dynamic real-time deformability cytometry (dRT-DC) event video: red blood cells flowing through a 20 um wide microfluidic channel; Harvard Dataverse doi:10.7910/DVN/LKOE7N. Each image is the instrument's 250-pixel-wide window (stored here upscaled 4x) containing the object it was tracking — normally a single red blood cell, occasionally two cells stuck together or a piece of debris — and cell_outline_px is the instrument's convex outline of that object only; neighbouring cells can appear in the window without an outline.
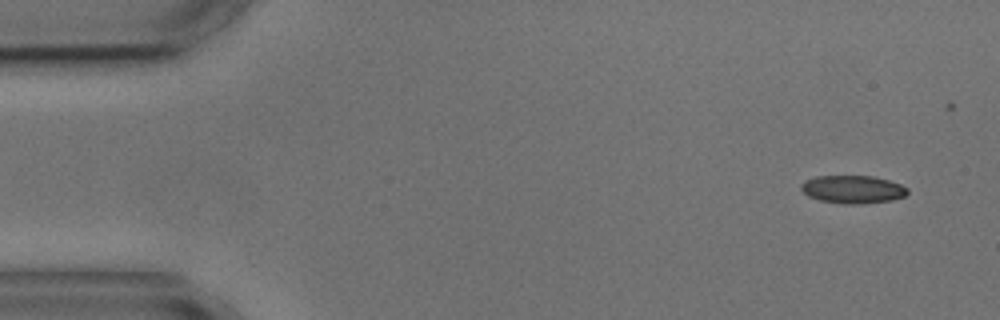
{"species": "common noctule bat (a hibernating species)", "species_latin": "Nyctalus noctula", "temperature_condition": "cold", "stored_images_in_passage": 5, "camera_frame_rate_fps": 3000, "um_per_image_px": 0.085, "animal": {"sex": "male", "body_mass_g": 17.9, "forearm_length_mm": 54.2}, "frame": {"image": 1, "passage_image": 1, "time_ms": 0.0, "image_size_px": [1000, 320], "cell_outline_px": [[908, 192], [904, 196], [892, 200], [860, 204], [844, 204], [820, 200], [808, 196], [800, 188], [800, 184], [804, 180], [816, 176], [872, 176], [888, 180], [900, 184], [908, 188]], "centroid_in_image_um": [72.46, 16.09], "position_along_channel_um": 12.5, "area_um2": 17.34}}
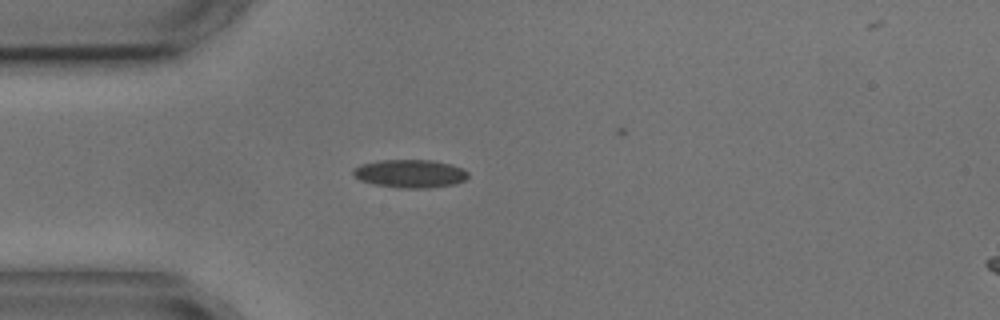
{"frame": {"image": 2, "passage_image": 4, "time_ms": 3.667, "image_size_px": [1000, 320], "cell_outline_px": [[468, 176], [464, 180], [456, 184], [428, 188], [400, 188], [376, 184], [360, 180], [352, 172], [352, 168], [360, 164], [380, 160], [432, 160], [452, 164], [464, 168], [468, 172]], "centroid_in_image_um": [34.88, 14.75], "position_along_channel_um": 50.1, "area_um2": 18.96}}